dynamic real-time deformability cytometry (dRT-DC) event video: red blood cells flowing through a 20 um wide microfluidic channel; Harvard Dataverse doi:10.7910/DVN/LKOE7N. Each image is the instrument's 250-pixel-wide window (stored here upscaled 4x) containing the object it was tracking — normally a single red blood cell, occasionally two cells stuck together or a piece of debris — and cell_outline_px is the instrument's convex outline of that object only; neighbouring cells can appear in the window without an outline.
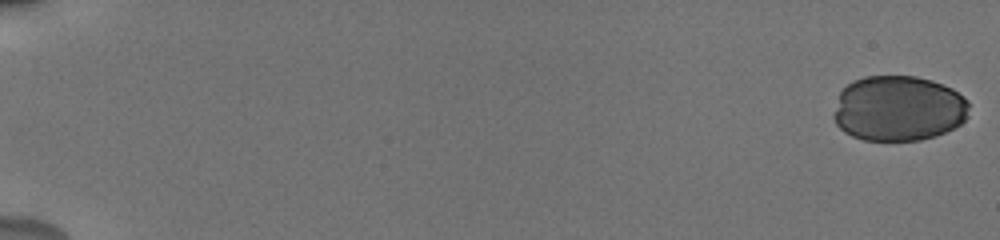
{"species": "human", "species_latin": "Homo sapiens", "temperature_condition": "cold", "stored_images_in_passage": 55, "camera_frame_rate_fps": 3000, "um_per_image_px": 0.085, "donor": {"sex": "male"}, "frame": {"image": 1, "passage_image": 1, "time_ms": 0.0, "image_size_px": [1000, 240], "cell_outline_px": [[968, 116], [960, 124], [936, 136], [920, 140], [864, 140], [852, 136], [844, 132], [836, 124], [832, 116], [840, 92], [852, 80], [864, 76], [916, 76], [932, 80], [952, 88], [964, 96], [968, 100]], "centroid_in_image_um": [76.36, 9.21], "position_along_channel_um": 8.6, "area_um2": 51.9}}
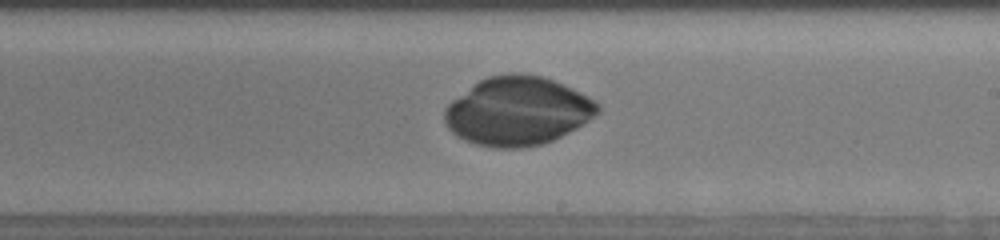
{"frame": {"image": 2, "passage_image": 35, "time_ms": 11.333, "image_size_px": [1000, 240], "cell_outline_px": [[600, 112], [576, 128], [552, 140], [540, 144], [520, 148], [492, 148], [476, 144], [464, 140], [456, 136], [448, 128], [444, 120], [444, 108], [452, 100], [480, 80], [488, 76], [544, 76], [572, 88], [596, 100], [600, 104]], "centroid_in_image_um": [43.99, 9.48], "position_along_channel_um": 245.0, "area_um2": 60.46}}
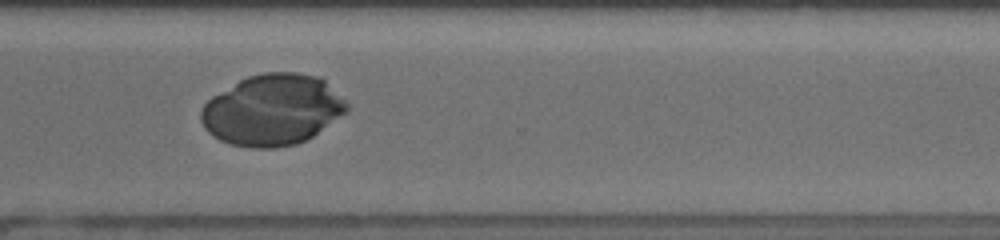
{"frame": {"image": 3, "passage_image": 43, "time_ms": 14.0, "image_size_px": [1000, 240], "cell_outline_px": [[348, 112], [312, 136], [296, 144], [276, 148], [252, 148], [232, 144], [220, 140], [212, 136], [204, 128], [200, 120], [200, 108], [212, 96], [240, 80], [248, 76], [264, 72], [296, 72], [316, 76], [324, 80], [348, 100]], "centroid_in_image_um": [23.16, 9.34], "position_along_channel_um": 347.4, "area_um2": 60.63}}